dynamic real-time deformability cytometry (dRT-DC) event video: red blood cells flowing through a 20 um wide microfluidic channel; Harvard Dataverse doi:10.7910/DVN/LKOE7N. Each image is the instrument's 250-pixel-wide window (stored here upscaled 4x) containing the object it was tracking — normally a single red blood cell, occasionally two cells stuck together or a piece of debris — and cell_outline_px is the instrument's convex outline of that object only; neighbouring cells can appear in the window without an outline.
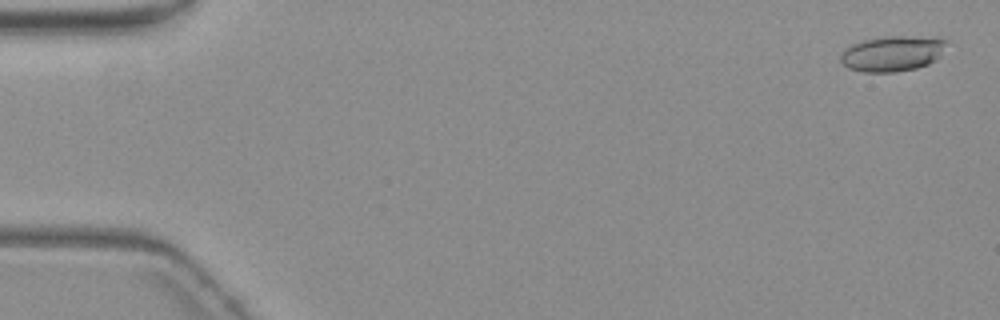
{"species": "common noctule bat (a hibernating species)", "species_latin": "Nyctalus noctula", "temperature_condition": "warm", "stored_images_in_passage": 3, "camera_frame_rate_fps": 3000, "um_per_image_px": 0.085, "animal": {"sex": "female", "body_mass_g": 19.3, "forearm_length_mm": 54.1}, "frame": {"image": 1, "passage_image": 1, "time_ms": 0.0, "image_size_px": [1000, 320], "cell_outline_px": [[948, 40], [940, 56], [936, 60], [928, 64], [916, 68], [896, 72], [864, 72], [848, 68], [840, 60], [840, 52], [844, 48], [852, 44], [864, 40], [884, 36], [936, 36]], "centroid_in_image_um": [75.87, 4.53], "position_along_channel_um": 9.1, "area_um2": 22.25}}